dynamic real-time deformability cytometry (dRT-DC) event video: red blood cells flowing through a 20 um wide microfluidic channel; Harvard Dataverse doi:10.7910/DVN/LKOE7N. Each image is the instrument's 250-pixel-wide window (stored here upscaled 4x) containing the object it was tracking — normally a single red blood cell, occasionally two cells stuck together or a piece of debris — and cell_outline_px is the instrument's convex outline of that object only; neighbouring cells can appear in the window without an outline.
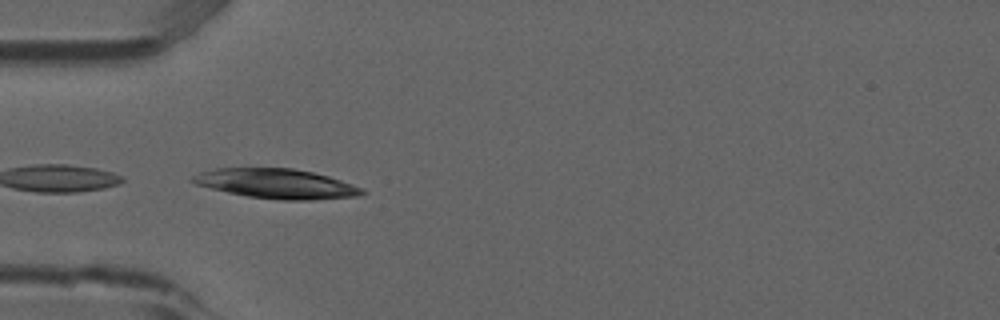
{"species": "common noctule bat (a hibernating species)", "species_latin": "Nyctalus noctula", "temperature_condition": "room temperature", "stored_images_in_passage": 5, "camera_frame_rate_fps": 3000, "um_per_image_px": 0.085, "animal": {"sex": "male", "forearm_length_mm": 52.5}, "frame": {"image": 1, "passage_image": 4, "time_ms": 1.0, "image_size_px": [1000, 320], "cell_outline_px": [[368, 192], [356, 196], [312, 200], [280, 200], [248, 196], [228, 192], [196, 184], [188, 180], [192, 176], [200, 172], [216, 168], [292, 168], [312, 172], [328, 176], [340, 180], [360, 188]], "centroid_in_image_um": [23.47, 15.61], "position_along_channel_um": 61.5, "area_um2": 29.02}}
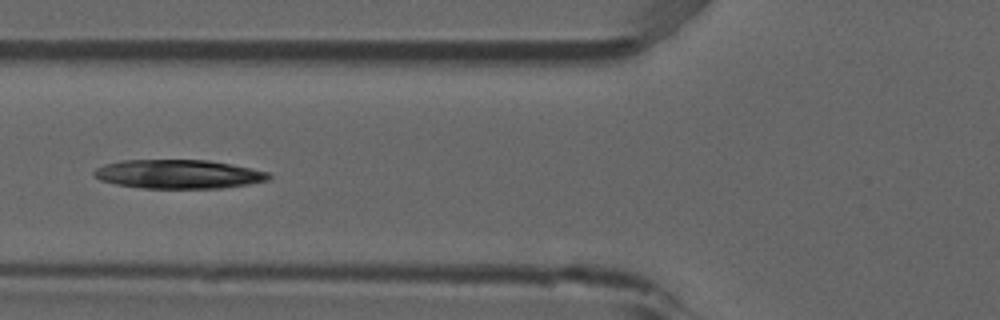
{"frame": {"image": 2, "passage_image": 5, "time_ms": 1.333, "image_size_px": [1000, 320], "cell_outline_px": [[272, 176], [268, 180], [248, 184], [220, 188], [144, 188], [116, 184], [100, 180], [92, 172], [96, 168], [104, 164], [124, 160], [208, 160], [232, 164], [268, 172]], "centroid_in_image_um": [15.17, 14.8], "position_along_channel_um": 110.6, "area_um2": 29.3}}